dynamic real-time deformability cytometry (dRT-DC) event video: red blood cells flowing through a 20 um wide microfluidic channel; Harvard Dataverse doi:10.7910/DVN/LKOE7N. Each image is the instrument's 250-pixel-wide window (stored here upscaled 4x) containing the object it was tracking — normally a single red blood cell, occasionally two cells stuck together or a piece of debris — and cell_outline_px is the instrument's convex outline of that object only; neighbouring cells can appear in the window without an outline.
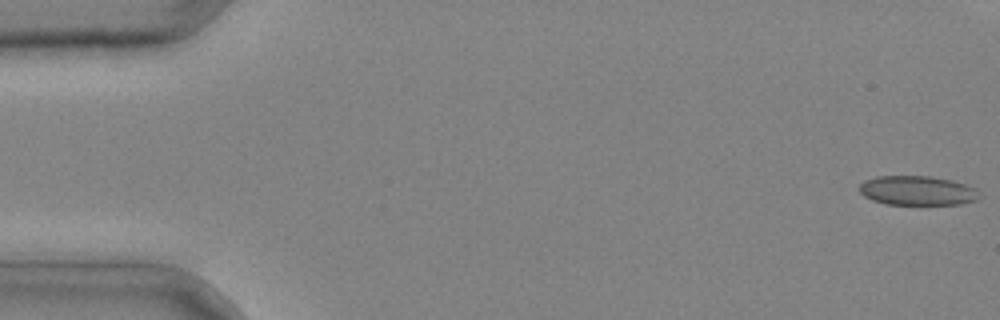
{"species": "common noctule bat (a hibernating species)", "species_latin": "Nyctalus noctula", "temperature_condition": "cold", "stored_images_in_passage": 5, "camera_frame_rate_fps": 3000, "um_per_image_px": 0.085, "animal": {"sex": "male", "body_mass_g": 20.4}, "frame": {"image": 1, "passage_image": 1, "time_ms": 0.0, "image_size_px": [1000, 320], "cell_outline_px": [[976, 200], [960, 204], [884, 204], [872, 200], [864, 196], [860, 192], [860, 184], [864, 180], [876, 176], [928, 176], [952, 180], [976, 188]], "centroid_in_image_um": [77.91, 16.19], "position_along_channel_um": 7.1, "area_um2": 20.35}}